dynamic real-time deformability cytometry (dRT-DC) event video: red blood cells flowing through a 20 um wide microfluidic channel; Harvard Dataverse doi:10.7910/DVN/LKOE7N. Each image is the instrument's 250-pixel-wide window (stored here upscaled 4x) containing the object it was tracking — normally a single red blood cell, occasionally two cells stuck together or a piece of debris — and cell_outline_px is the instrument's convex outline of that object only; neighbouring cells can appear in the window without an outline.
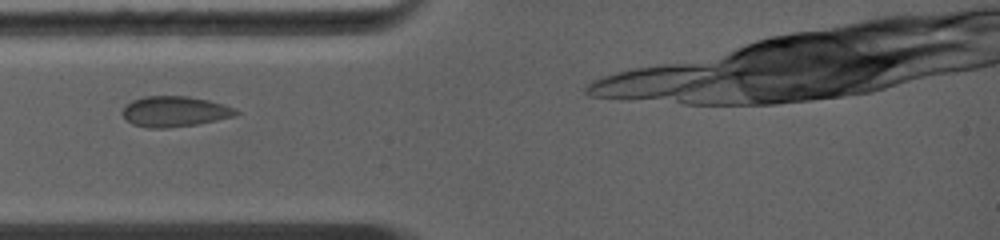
{"species": "common noctule bat (a hibernating species)", "species_latin": "Nyctalus noctula", "temperature_condition": "warm", "stored_images_in_passage": 5, "camera_frame_rate_fps": 5000, "um_per_image_px": 0.085, "animal": {"sex": "female", "body_mass_g": 19.0, "forearm_length_mm": 56.7}, "frame": {"image": 1, "passage_image": 2, "time_ms": 1.2, "image_size_px": [1000, 240], "cell_outline_px": [[240, 112], [236, 116], [196, 124], [164, 128], [148, 128], [132, 124], [120, 112], [124, 104], [132, 100], [144, 96], [188, 96], [208, 100], [224, 104], [236, 108]], "centroid_in_image_um": [14.83, 9.47], "position_along_channel_um": 70.2, "area_um2": 20.35}}